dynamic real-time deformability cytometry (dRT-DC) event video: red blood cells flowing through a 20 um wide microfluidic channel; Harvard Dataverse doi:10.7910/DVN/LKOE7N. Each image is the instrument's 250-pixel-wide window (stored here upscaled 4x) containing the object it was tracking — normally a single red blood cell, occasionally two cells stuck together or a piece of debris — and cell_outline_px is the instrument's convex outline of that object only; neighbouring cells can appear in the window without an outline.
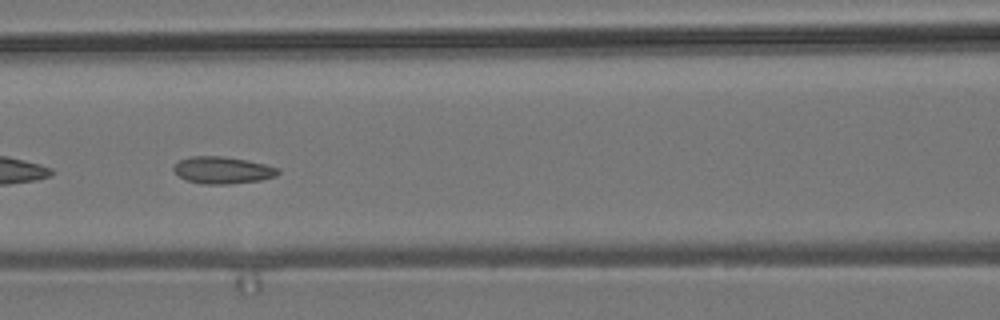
{"species": "common noctule bat (a hibernating species)", "species_latin": "Nyctalus noctula", "temperature_condition": "room temperature", "stored_images_in_passage": 8, "camera_frame_rate_fps": 3000, "um_per_image_px": 0.085, "animal": {"sex": "male", "body_mass_g": 19.2, "forearm_length_mm": 51.8}, "frame": {"image": 1, "passage_image": 6, "time_ms": 6.333, "image_size_px": [1000, 320], "cell_outline_px": [[280, 172], [276, 176], [260, 180], [228, 184], [200, 184], [188, 180], [180, 176], [172, 168], [180, 160], [192, 156], [224, 156], [248, 160], [280, 168]], "centroid_in_image_um": [18.95, 14.46], "position_along_channel_um": 147.6, "area_um2": 16.36}}
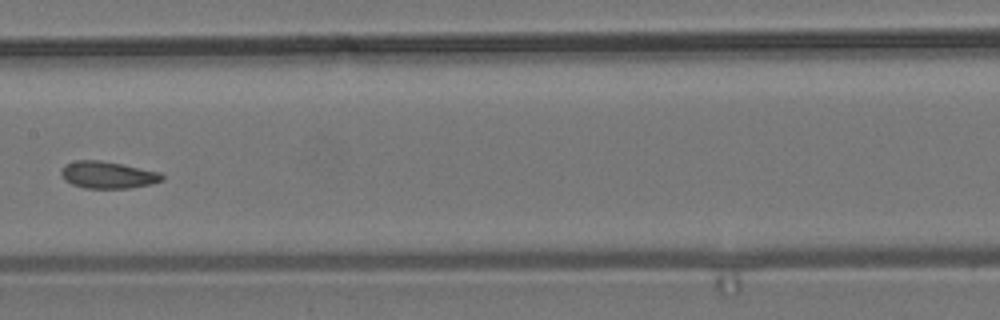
{"frame": {"image": 2, "passage_image": 7, "time_ms": 7.667, "image_size_px": [1000, 320], "cell_outline_px": [[164, 180], [152, 184], [128, 188], [84, 188], [72, 184], [64, 180], [60, 172], [64, 164], [76, 160], [100, 160], [160, 172], [164, 176]], "centroid_in_image_um": [9.14, 14.87], "position_along_channel_um": 198.3, "area_um2": 15.9}}
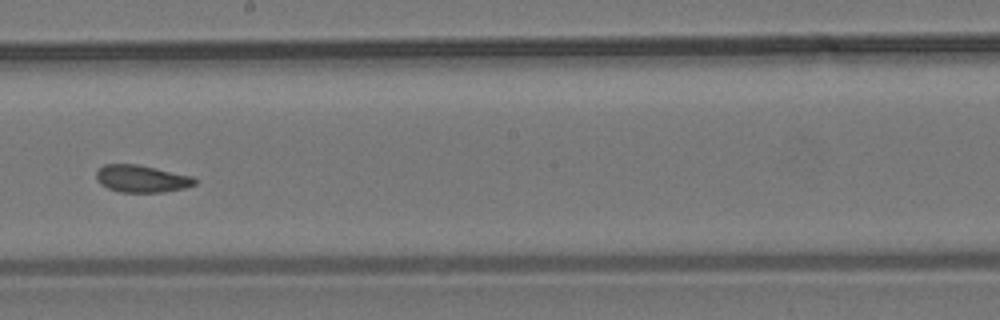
{"frame": {"image": 3, "passage_image": 8, "time_ms": 8.667, "image_size_px": [1000, 320], "cell_outline_px": [[196, 184], [184, 188], [164, 192], [120, 192], [108, 188], [100, 184], [96, 180], [96, 172], [104, 164], [136, 164], [156, 168], [192, 176], [196, 180]], "centroid_in_image_um": [12.02, 15.19], "position_along_channel_um": 236.2, "area_um2": 15.61}}